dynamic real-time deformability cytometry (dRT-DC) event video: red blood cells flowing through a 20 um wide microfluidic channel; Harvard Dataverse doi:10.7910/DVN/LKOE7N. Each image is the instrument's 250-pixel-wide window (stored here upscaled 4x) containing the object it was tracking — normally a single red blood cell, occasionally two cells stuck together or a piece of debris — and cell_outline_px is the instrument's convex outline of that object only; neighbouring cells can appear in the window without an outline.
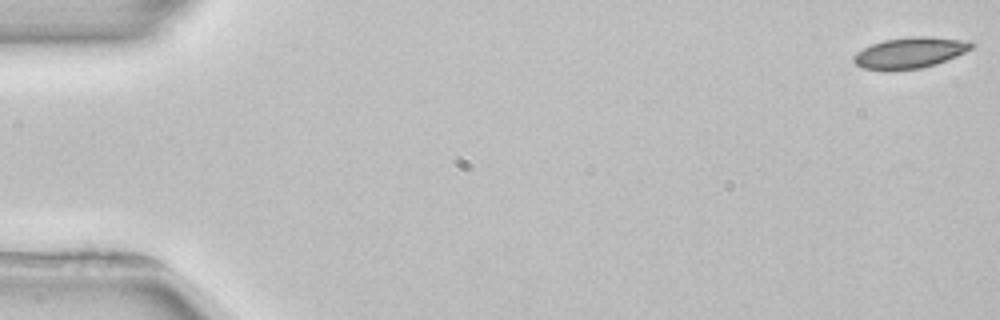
{"species": "common noctule bat (a hibernating species)", "species_latin": "Nyctalus noctula", "temperature_condition": "room temperature", "stored_images_in_passage": 4, "camera_frame_rate_fps": 3000, "um_per_image_px": 0.085, "animal": {"sex": "female", "body_mass_g": 22.7, "forearm_length_mm": 54.2}, "frame": {"image": 1, "passage_image": 1, "time_ms": 0.0, "image_size_px": [1000, 320], "cell_outline_px": [[976, 44], [972, 48], [956, 56], [936, 64], [920, 68], [888, 72], [864, 68], [856, 64], [852, 60], [852, 56], [856, 52], [872, 44], [884, 40], [912, 36], [928, 36], [972, 40]], "centroid_in_image_um": [77.35, 4.49], "position_along_channel_um": 7.6, "area_um2": 21.68}}
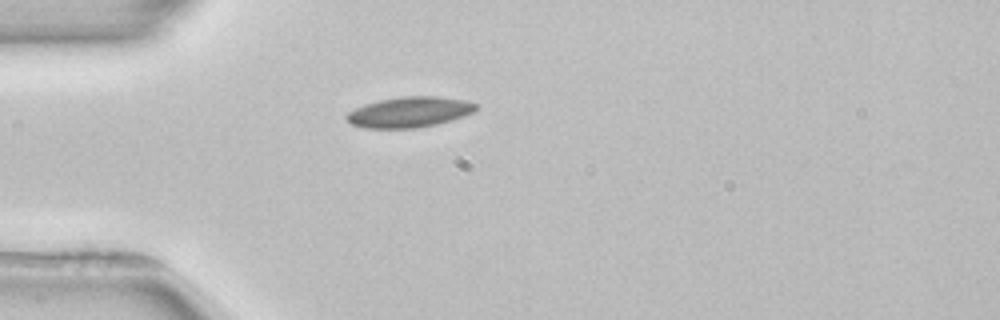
{"frame": {"image": 2, "passage_image": 4, "time_ms": 4.667, "image_size_px": [1000, 320], "cell_outline_px": [[480, 108], [476, 112], [452, 120], [436, 124], [416, 128], [364, 128], [352, 124], [344, 120], [344, 116], [348, 112], [364, 104], [380, 100], [400, 96], [436, 96], [464, 100], [476, 104]], "centroid_in_image_um": [34.8, 9.53], "position_along_channel_um": 50.2, "area_um2": 23.24}}